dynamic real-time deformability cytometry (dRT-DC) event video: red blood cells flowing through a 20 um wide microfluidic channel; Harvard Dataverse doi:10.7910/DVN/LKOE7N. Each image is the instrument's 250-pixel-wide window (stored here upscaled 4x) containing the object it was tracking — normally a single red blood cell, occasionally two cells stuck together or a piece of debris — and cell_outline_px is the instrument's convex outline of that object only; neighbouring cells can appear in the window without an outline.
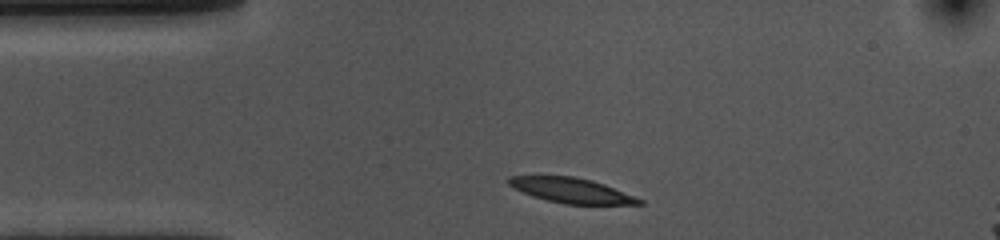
{"species": "common noctule bat (a hibernating species)", "species_latin": "Nyctalus noctula", "temperature_condition": "cold", "stored_images_in_passage": 33, "camera_frame_rate_fps": 3000, "um_per_image_px": 0.085, "animal": {"sex": "female", "body_mass_g": 10.0, "forearm_length_mm": 53.1}, "frame": {"image": 1, "passage_image": 1, "time_ms": 0.0, "image_size_px": [1000, 240], "cell_outline_px": [[644, 204], [564, 204], [532, 196], [508, 184], [508, 176], [536, 172], [576, 176], [592, 180], [604, 184], [644, 200]], "centroid_in_image_um": [48.46, 16.11], "position_along_channel_um": 36.5, "area_um2": 19.77}}
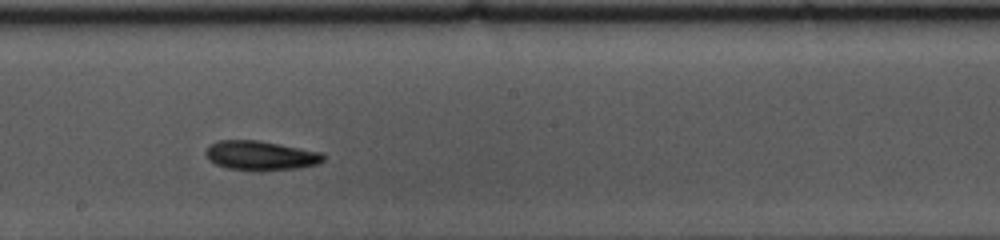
{"frame": {"image": 2, "passage_image": 19, "time_ms": 6.0, "image_size_px": [1000, 240], "cell_outline_px": [[324, 160], [320, 164], [300, 168], [228, 168], [216, 164], [208, 160], [204, 152], [208, 144], [220, 140], [256, 140], [280, 144], [320, 152], [324, 156]], "centroid_in_image_um": [22.12, 13.18], "position_along_channel_um": 226.1, "area_um2": 19.48}}
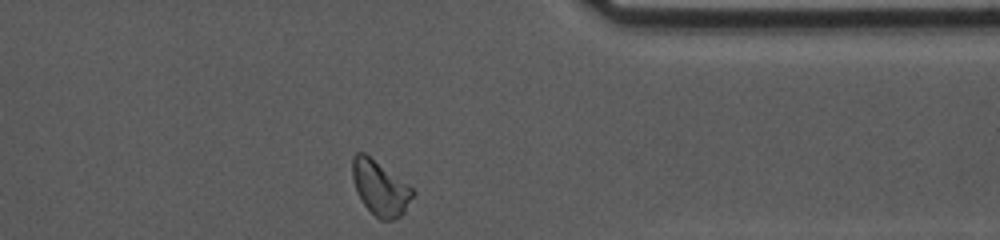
{"frame": {"image": 3, "passage_image": 33, "time_ms": 10.667, "image_size_px": [1000, 240], "cell_outline_px": [[416, 192], [404, 212], [400, 216], [392, 220], [380, 220], [360, 200], [356, 192], [352, 176], [352, 160], [356, 152], [364, 152], [408, 184]], "centroid_in_image_um": [32.31, 15.98], "position_along_channel_um": 379.1, "area_um2": 19.13}, "authors_computed_cell_mechanics": {"area_um2": 19.4786, "velocity_mm_per_s": 3.5612, "shape_relaxation_time_tau1_ms": 4.5405, "shape_relaxation_time_tau2_ms": null, "deformation_change_tau1": 0.1436, "deformation_change_tau2": null}}